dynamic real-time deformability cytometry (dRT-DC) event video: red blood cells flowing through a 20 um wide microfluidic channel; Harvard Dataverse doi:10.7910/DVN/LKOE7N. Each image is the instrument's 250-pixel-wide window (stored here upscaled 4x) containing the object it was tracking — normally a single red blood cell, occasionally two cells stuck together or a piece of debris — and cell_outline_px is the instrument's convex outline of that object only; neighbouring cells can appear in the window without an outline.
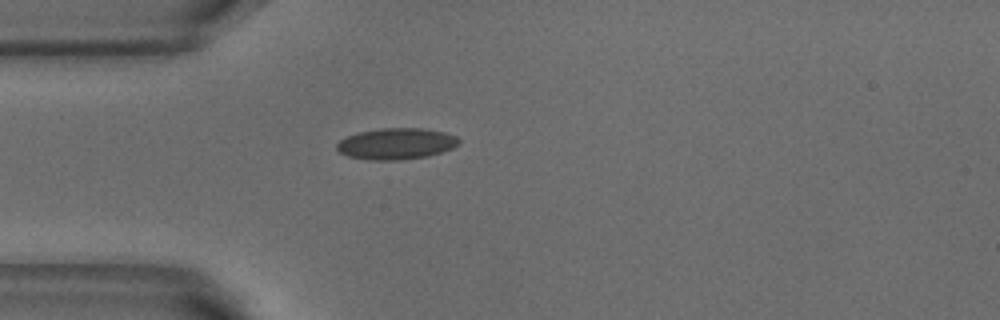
{"species": "common noctule bat (a hibernating species)", "species_latin": "Nyctalus noctula", "temperature_condition": "warm", "stored_images_in_passage": 1, "camera_frame_rate_fps": 3000, "um_per_image_px": 0.085, "animal": {"sex": "male", "body_mass_g": 18.8}, "frame": {"image": 1, "passage_image": 1, "time_ms": 0.0, "image_size_px": [1000, 320], "cell_outline_px": [[460, 140], [452, 148], [428, 156], [400, 160], [372, 160], [348, 156], [340, 152], [336, 148], [336, 144], [340, 140], [348, 136], [360, 132], [380, 128], [424, 128], [444, 132], [456, 136]], "centroid_in_image_um": [33.67, 12.21], "position_along_channel_um": 51.3, "area_um2": 22.08}}